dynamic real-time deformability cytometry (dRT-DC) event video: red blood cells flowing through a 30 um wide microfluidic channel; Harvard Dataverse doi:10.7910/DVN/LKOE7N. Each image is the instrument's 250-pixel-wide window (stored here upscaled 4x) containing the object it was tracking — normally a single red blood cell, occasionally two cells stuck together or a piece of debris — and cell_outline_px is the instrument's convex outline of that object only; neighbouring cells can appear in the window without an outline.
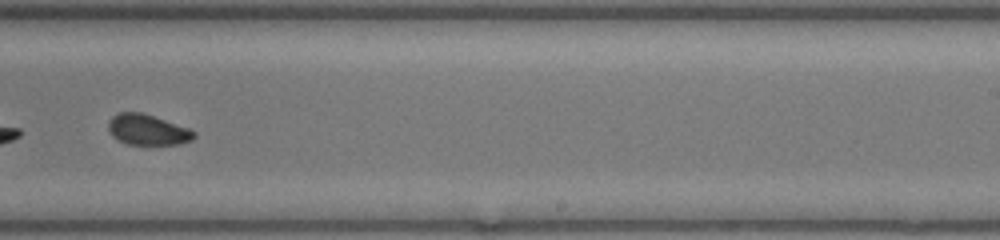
{"species": "common noctule bat (a hibernating species)", "species_latin": "Nyctalus noctula", "temperature_condition": "room temperature", "stored_images_in_passage": 34, "camera_frame_rate_fps": 3000, "um_per_image_px": 0.085, "animal": {"sex": "female", "body_mass_g": 17.0, "forearm_length_mm": 48.0}, "frame": {"image": 1, "passage_image": 20, "time_ms": 6.333, "image_size_px": [1000, 240], "cell_outline_px": [[196, 136], [192, 140], [180, 144], [128, 144], [116, 140], [108, 132], [108, 120], [116, 112], [140, 112], [188, 128], [196, 132]], "centroid_in_image_um": [12.49, 11.03], "position_along_channel_um": 276.5, "area_um2": 15.32}, "authors_computed_cell_mechanics": {"area_um2": 16.4441, "velocity_mm_per_s": 4.223, "shape_relaxation_time_tau1_ms": 2.8418, "shape_relaxation_time_tau2_ms": 1.5325, "deformation_change_tau1": 0.0699, "deformation_change_tau2": 0.0591}}